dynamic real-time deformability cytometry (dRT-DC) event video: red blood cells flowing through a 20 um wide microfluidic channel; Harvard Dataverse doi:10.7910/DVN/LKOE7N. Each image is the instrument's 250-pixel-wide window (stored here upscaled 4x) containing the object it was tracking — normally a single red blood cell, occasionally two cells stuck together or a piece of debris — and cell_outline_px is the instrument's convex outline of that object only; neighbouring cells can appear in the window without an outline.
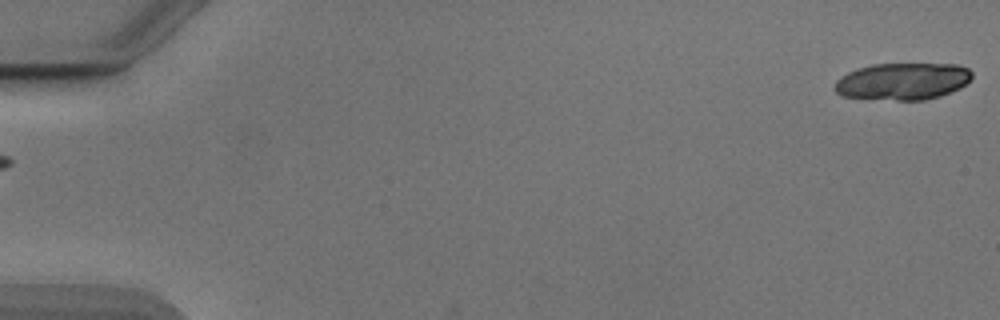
{"species": "Egyptian fruit bat (a non-hibernating species)", "species_latin": "Rousettus aegyptiacus", "temperature_condition": "cold", "stored_images_in_passage": 3, "camera_frame_rate_fps": 3000, "um_per_image_px": 0.085, "animal": {"sex": "male"}, "frame": {"image": 1, "passage_image": 1, "time_ms": 0.0, "image_size_px": [1000, 320], "cell_outline_px": [[972, 80], [968, 84], [960, 88], [940, 96], [924, 100], [896, 100], [840, 96], [832, 88], [836, 80], [848, 72], [856, 68], [872, 64], [956, 64], [968, 68], [972, 72]], "centroid_in_image_um": [76.73, 6.91], "position_along_channel_um": 8.3, "area_um2": 29.88}}